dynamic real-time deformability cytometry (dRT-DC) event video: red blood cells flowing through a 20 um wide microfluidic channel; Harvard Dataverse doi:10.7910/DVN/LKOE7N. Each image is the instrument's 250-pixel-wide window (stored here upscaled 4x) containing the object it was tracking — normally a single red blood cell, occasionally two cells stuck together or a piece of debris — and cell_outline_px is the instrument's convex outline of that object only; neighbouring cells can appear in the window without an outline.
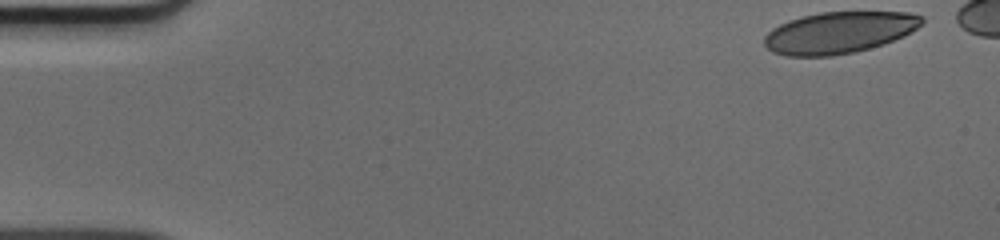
{"species": "human", "species_latin": "Homo sapiens", "temperature_condition": "cold", "stored_images_in_passage": 44, "camera_frame_rate_fps": 3000, "um_per_image_px": 0.085, "donor": {"sex": "male"}, "frame": {"image": 1, "passage_image": 1, "time_ms": 0.0, "image_size_px": [1000, 240], "cell_outline_px": [[924, 20], [916, 28], [904, 36], [884, 44], [856, 52], [832, 56], [784, 56], [772, 52], [764, 44], [764, 36], [772, 28], [788, 20], [800, 16], [820, 12], [908, 12], [924, 16]], "centroid_in_image_um": [71.3, 2.77], "position_along_channel_um": 13.7, "area_um2": 38.44}}
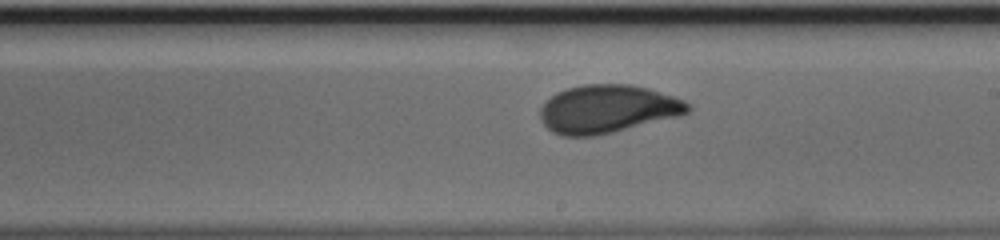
{"frame": {"image": 2, "passage_image": 27, "time_ms": 8.667, "image_size_px": [1000, 240], "cell_outline_px": [[692, 108], [688, 112], [680, 116], [596, 136], [564, 136], [552, 132], [540, 120], [540, 108], [556, 92], [568, 88], [584, 84], [632, 84], [648, 88], [684, 100], [692, 104]], "centroid_in_image_um": [51.66, 9.26], "position_along_channel_um": 237.3, "area_um2": 41.5}}
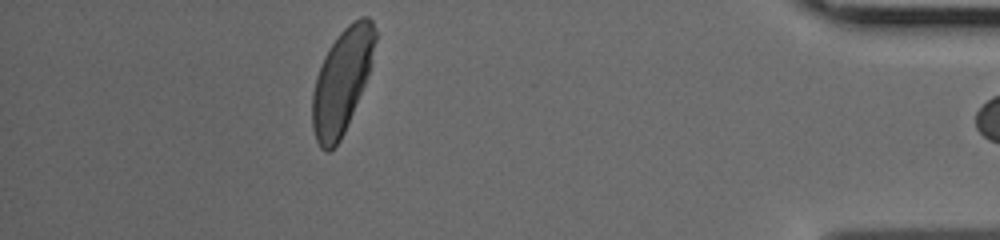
{"frame": {"image": 3, "passage_image": 43, "time_ms": 14.0, "image_size_px": [1000, 240], "cell_outline_px": [[376, 40], [368, 72], [364, 84], [344, 132], [340, 140], [328, 152], [324, 152], [320, 148], [316, 140], [312, 128], [312, 92], [316, 76], [324, 56], [328, 48], [340, 32], [348, 24], [360, 16], [368, 16], [372, 20], [376, 32]], "centroid_in_image_um": [29.03, 6.87], "position_along_channel_um": 406.2, "area_um2": 37.69}}